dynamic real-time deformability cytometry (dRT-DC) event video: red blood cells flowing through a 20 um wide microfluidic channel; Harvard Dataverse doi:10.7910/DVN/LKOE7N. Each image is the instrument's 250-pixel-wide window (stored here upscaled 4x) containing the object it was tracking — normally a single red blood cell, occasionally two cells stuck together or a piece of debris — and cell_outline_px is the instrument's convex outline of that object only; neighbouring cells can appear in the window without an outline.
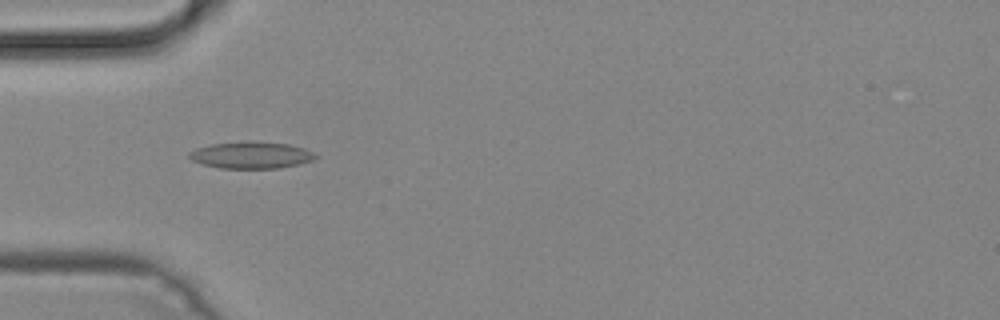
{"species": "common noctule bat (a hibernating species)", "species_latin": "Nyctalus noctula", "temperature_condition": "cold", "stored_images_in_passage": 49, "camera_frame_rate_fps": 3000, "um_per_image_px": 0.085, "animal": {"sex": "male", "body_mass_g": 19.2, "forearm_length_mm": 51.8}, "frame": {"image": 1, "passage_image": 16, "time_ms": 5.0, "image_size_px": [1000, 320], "cell_outline_px": [[320, 156], [312, 160], [300, 164], [280, 168], [220, 168], [204, 164], [192, 160], [188, 156], [188, 152], [196, 148], [212, 144], [248, 140], [252, 140], [288, 144], [304, 148], [316, 152]], "centroid_in_image_um": [21.4, 13.17], "position_along_channel_um": 63.6, "area_um2": 20.0}}
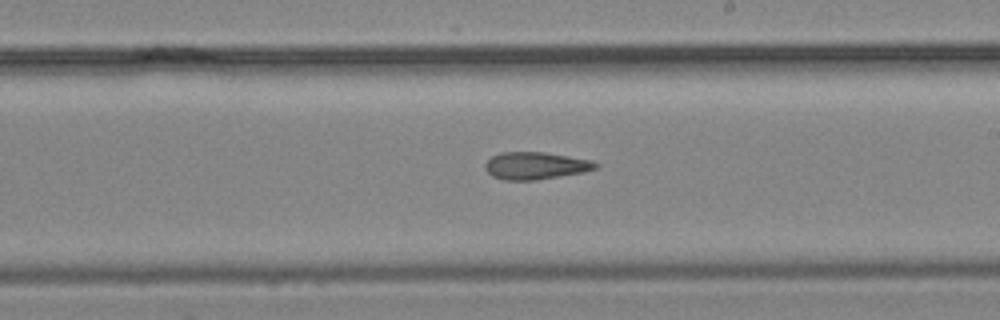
{"frame": {"image": 2, "passage_image": 29, "time_ms": 9.333, "image_size_px": [1000, 320], "cell_outline_px": [[600, 164], [596, 168], [584, 172], [536, 180], [504, 180], [492, 176], [484, 168], [484, 164], [492, 156], [500, 152], [544, 152], [592, 160]], "centroid_in_image_um": [45.51, 14.08], "position_along_channel_um": 243.5, "area_um2": 17.63}}
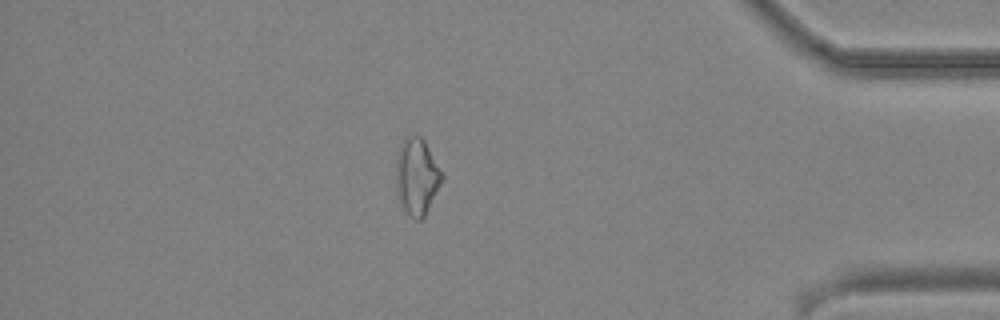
{"frame": {"image": 3, "passage_image": 43, "time_ms": 14.0, "image_size_px": [1000, 320], "cell_outline_px": [[444, 180], [424, 216], [420, 220], [416, 220], [408, 216], [396, 192], [396, 152], [400, 144], [408, 136], [420, 136], [424, 140], [444, 176]], "centroid_in_image_um": [35.42, 15.01], "position_along_channel_um": 399.8, "area_um2": 20.58}}